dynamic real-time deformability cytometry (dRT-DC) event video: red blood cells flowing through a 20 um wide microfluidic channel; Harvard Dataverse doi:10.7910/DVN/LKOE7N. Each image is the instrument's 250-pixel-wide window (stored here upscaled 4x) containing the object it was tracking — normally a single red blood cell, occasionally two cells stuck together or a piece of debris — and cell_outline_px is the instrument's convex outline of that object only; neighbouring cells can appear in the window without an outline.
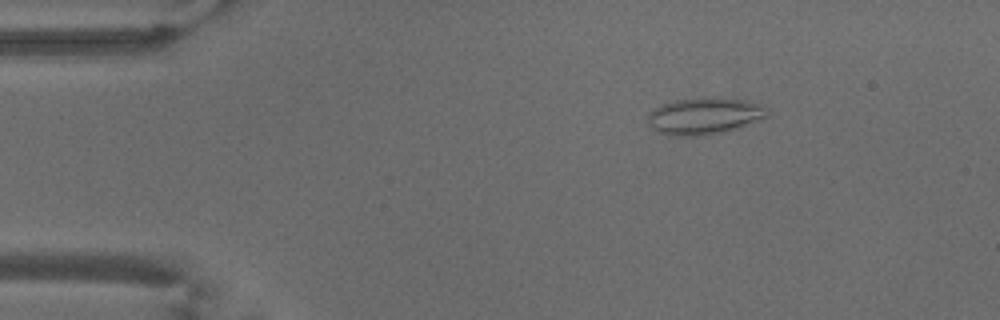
{"species": "common noctule bat (a hibernating species)", "species_latin": "Nyctalus noctula", "temperature_condition": "warm", "stored_images_in_passage": 53, "camera_frame_rate_fps": 3000, "um_per_image_px": 0.085, "animal": {"sex": "male", "body_mass_g": 18.8}, "frame": {"image": 1, "passage_image": 8, "time_ms": 2.333, "image_size_px": [1000, 320], "cell_outline_px": [[768, 116], [736, 128], [724, 132], [696, 136], [668, 136], [652, 128], [648, 124], [648, 116], [656, 108], [664, 104], [676, 100], [720, 96], [748, 100], [764, 104], [768, 108]], "centroid_in_image_um": [59.93, 9.84], "position_along_channel_um": 25.1, "area_um2": 25.72}}
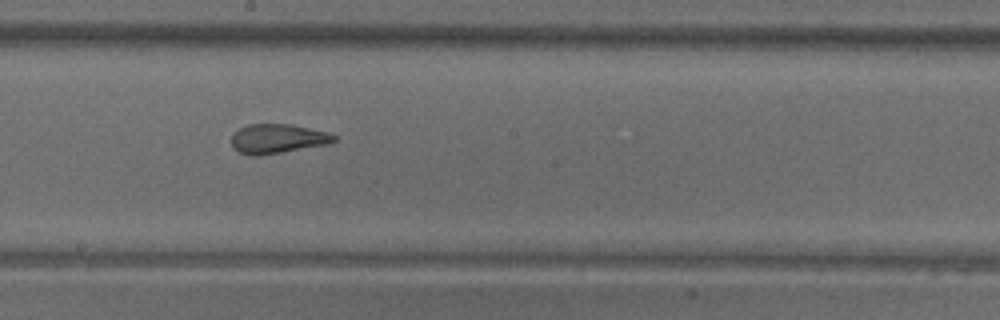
{"frame": {"image": 2, "passage_image": 29, "time_ms": 9.333, "image_size_px": [1000, 320], "cell_outline_px": [[336, 140], [328, 144], [260, 156], [252, 156], [240, 152], [232, 148], [232, 132], [248, 124], [292, 124], [328, 132], [336, 136]], "centroid_in_image_um": [23.57, 11.79], "position_along_channel_um": 224.6, "area_um2": 17.69}}
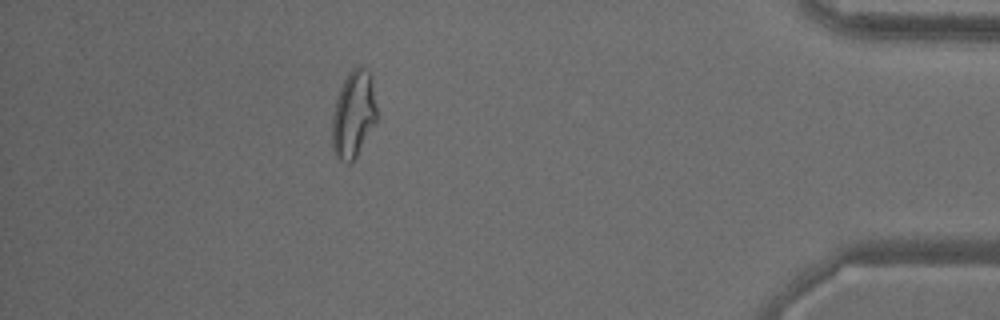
{"frame": {"image": 3, "passage_image": 47, "time_ms": 15.333, "image_size_px": [1000, 320], "cell_outline_px": [[376, 120], [356, 156], [348, 164], [336, 160], [332, 148], [332, 112], [340, 88], [348, 72], [352, 68], [360, 64], [372, 76], [376, 108]], "centroid_in_image_um": [30.01, 9.71], "position_along_channel_um": 405.2, "area_um2": 22.72}, "authors_computed_cell_mechanics": {"area_um2": 20.7502, "velocity_mm_per_s": 3.7926, "shape_relaxation_time_tau1_ms": null, "shape_relaxation_time_tau2_ms": 1.2117, "deformation_change_tau1": null, "deformation_change_tau2": 0.088}}